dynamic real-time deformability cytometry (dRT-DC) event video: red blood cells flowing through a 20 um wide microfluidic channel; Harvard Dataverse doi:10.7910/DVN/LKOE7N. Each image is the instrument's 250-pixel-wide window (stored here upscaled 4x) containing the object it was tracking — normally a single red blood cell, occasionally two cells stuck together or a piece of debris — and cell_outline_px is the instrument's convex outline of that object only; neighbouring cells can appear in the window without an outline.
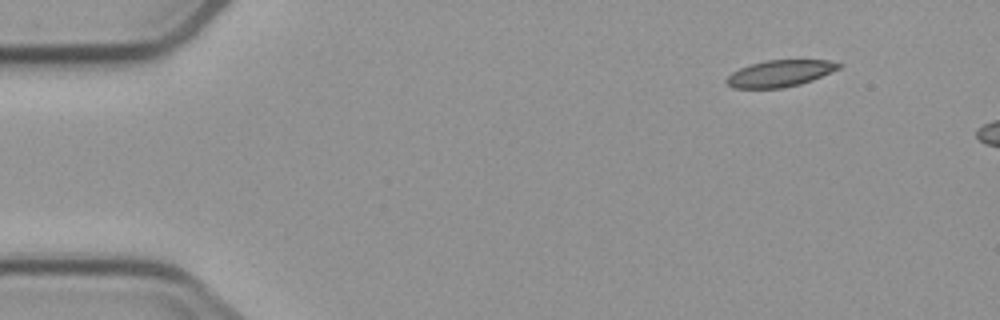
{"species": "common noctule bat (a hibernating species)", "species_latin": "Nyctalus noctula", "temperature_condition": "cold", "stored_images_in_passage": 3, "camera_frame_rate_fps": 3000, "um_per_image_px": 0.085, "animal": {"sex": "male", "body_mass_g": 23.1, "forearm_length_mm": 52.7}, "frame": {"image": 1, "passage_image": 1, "time_ms": 0.0, "image_size_px": [1000, 320], "cell_outline_px": [[844, 64], [840, 68], [812, 80], [800, 84], [784, 88], [732, 88], [724, 80], [732, 72], [740, 68], [764, 60], [828, 60]], "centroid_in_image_um": [66.3, 6.24], "position_along_channel_um": 18.7, "area_um2": 17.4}}